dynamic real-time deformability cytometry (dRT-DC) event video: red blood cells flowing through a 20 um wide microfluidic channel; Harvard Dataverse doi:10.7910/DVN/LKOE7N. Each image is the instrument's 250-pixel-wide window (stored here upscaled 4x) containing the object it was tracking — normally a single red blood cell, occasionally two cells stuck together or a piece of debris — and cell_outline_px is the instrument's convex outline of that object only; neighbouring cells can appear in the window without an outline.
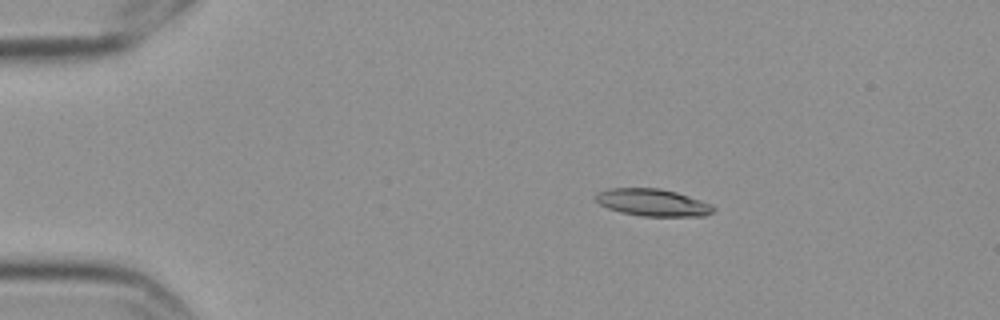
{"species": "Egyptian fruit bat (a non-hibernating species)", "species_latin": "Rousettus aegyptiacus", "temperature_condition": "cold", "stored_images_in_passage": 4, "segment_of_instrument_passage": [1, 2], "camera_frame_rate_fps": 3000, "um_per_image_px": 0.085, "frame": {"image": 1, "passage_image": 1, "time_ms": 0.0, "image_size_px": [1000, 320], "cell_outline_px": [[716, 208], [712, 212], [704, 216], [644, 216], [620, 212], [608, 208], [600, 204], [596, 200], [596, 196], [600, 192], [608, 188], [660, 188], [676, 192], [712, 204]], "centroid_in_image_um": [55.5, 17.21], "position_along_channel_um": 29.5, "area_um2": 18.5}}